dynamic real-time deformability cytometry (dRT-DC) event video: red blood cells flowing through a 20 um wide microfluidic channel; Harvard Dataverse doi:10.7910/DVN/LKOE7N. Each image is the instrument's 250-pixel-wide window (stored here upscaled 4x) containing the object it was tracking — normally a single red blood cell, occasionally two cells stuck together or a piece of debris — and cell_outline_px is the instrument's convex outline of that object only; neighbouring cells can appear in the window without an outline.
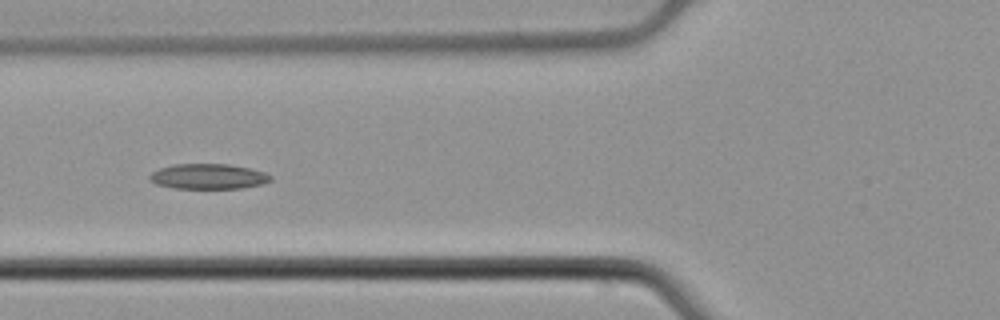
{"species": "common noctule bat (a hibernating species)", "species_latin": "Nyctalus noctula", "temperature_condition": "cold", "stored_images_in_passage": 6, "camera_frame_rate_fps": 3000, "um_per_image_px": 0.085, "animal": {"sex": "male", "body_mass_g": 21.5, "forearm_length_mm": 52.0}, "frame": {"image": 1, "passage_image": 6, "time_ms": 1.667, "image_size_px": [1000, 320], "cell_outline_px": [[272, 180], [260, 184], [240, 188], [176, 188], [156, 184], [148, 180], [148, 176], [152, 172], [160, 168], [172, 164], [228, 164], [248, 168], [264, 172], [272, 176]], "centroid_in_image_um": [17.66, 14.99], "position_along_channel_um": 108.1, "area_um2": 17.69}}